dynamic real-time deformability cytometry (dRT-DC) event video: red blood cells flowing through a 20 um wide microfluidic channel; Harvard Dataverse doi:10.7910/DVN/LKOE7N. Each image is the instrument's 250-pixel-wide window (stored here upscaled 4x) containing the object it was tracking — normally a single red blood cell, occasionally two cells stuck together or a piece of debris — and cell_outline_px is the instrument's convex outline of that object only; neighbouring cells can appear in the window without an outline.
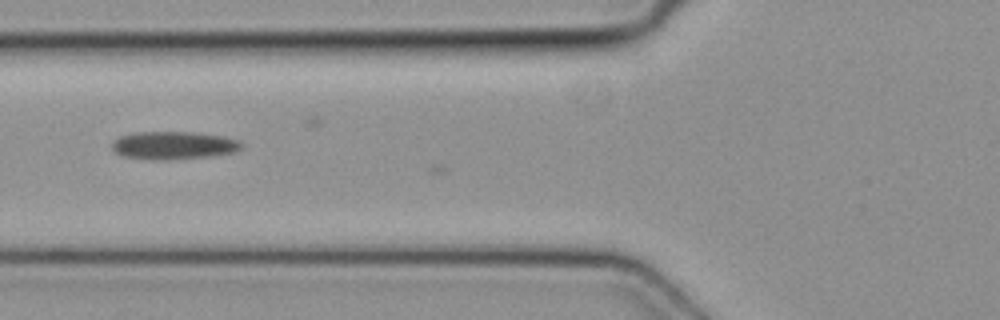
{"species": "common noctule bat (a hibernating species)", "species_latin": "Nyctalus noctula", "temperature_condition": "cold", "stored_images_in_passage": 7, "camera_frame_rate_fps": 3000, "um_per_image_px": 0.085, "animal": {"sex": "female", "body_mass_g": 19.3, "forearm_length_mm": 54.1}, "frame": {"image": 1, "passage_image": 6, "time_ms": 1.667, "image_size_px": [1000, 320], "cell_outline_px": [[244, 144], [236, 152], [212, 156], [160, 160], [152, 160], [124, 156], [116, 152], [112, 148], [112, 140], [120, 136], [132, 132], [196, 132], [224, 136], [240, 140]], "centroid_in_image_um": [14.78, 12.34], "position_along_channel_um": 111.0, "area_um2": 21.27}}
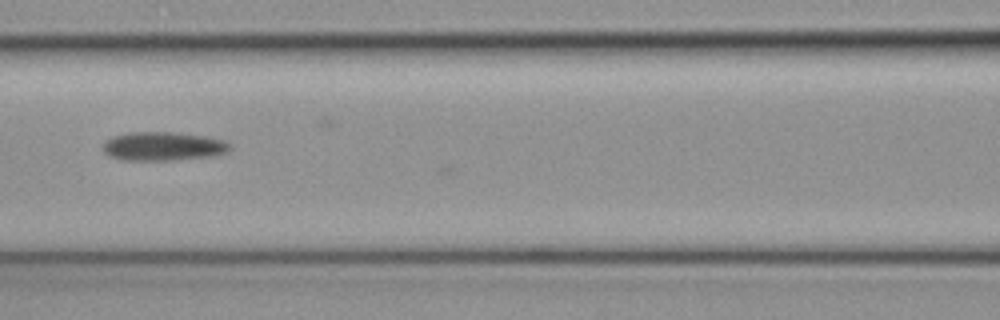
{"frame": {"image": 2, "passage_image": 7, "time_ms": 2.0, "image_size_px": [1000, 320], "cell_outline_px": [[232, 148], [228, 152], [212, 156], [176, 160], [120, 160], [108, 156], [104, 152], [104, 140], [112, 136], [128, 132], [172, 132], [208, 136], [224, 140]], "centroid_in_image_um": [13.85, 12.43], "position_along_channel_um": 152.7, "area_um2": 21.56}}